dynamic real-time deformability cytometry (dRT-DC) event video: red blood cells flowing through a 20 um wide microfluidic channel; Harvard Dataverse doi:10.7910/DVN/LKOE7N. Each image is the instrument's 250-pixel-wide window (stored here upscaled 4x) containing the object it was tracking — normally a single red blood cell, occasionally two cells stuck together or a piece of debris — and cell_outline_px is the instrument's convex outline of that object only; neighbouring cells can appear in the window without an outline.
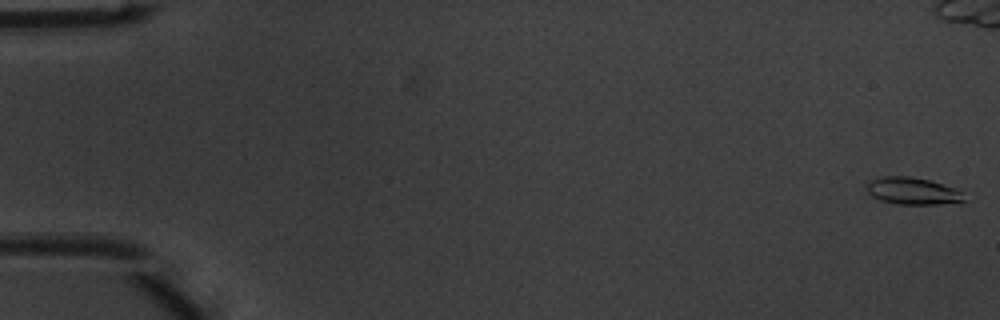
{"species": "common noctule bat (a hibernating species)", "species_latin": "Nyctalus noctula", "temperature_condition": "warm", "stored_images_in_passage": 52, "camera_frame_rate_fps": 3000, "um_per_image_px": 0.085, "animal": {"sex": "male", "body_mass_g": 20.1, "forearm_length_mm": 53.5}, "frame": {"image": 1, "passage_image": 1, "time_ms": 0.0, "image_size_px": [1000, 320], "cell_outline_px": [[964, 200], [960, 204], [900, 204], [880, 200], [872, 196], [868, 192], [868, 180], [880, 176], [908, 176], [928, 180], [956, 188], [960, 192]], "centroid_in_image_um": [77.58, 16.24], "position_along_channel_um": 7.4, "area_um2": 15.37}}
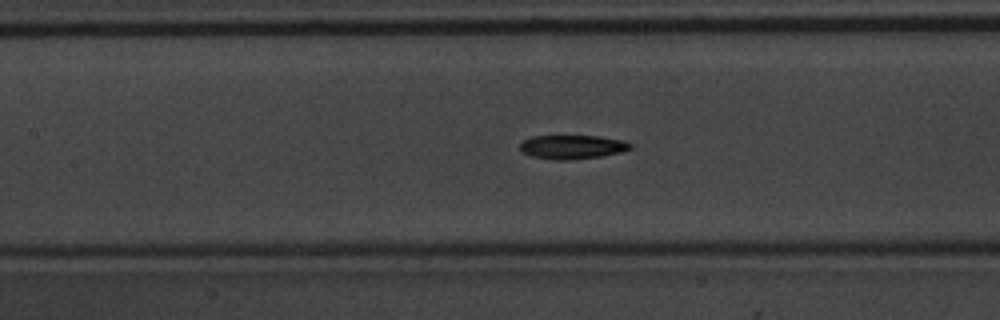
{"frame": {"image": 2, "passage_image": 24, "time_ms": 7.667, "image_size_px": [1000, 320], "cell_outline_px": [[632, 148], [620, 152], [604, 156], [572, 160], [552, 160], [532, 156], [524, 152], [520, 148], [520, 144], [524, 140], [532, 136], [600, 136], [624, 140], [632, 144]], "centroid_in_image_um": [48.68, 12.49], "position_along_channel_um": 158.7, "area_um2": 15.49}}
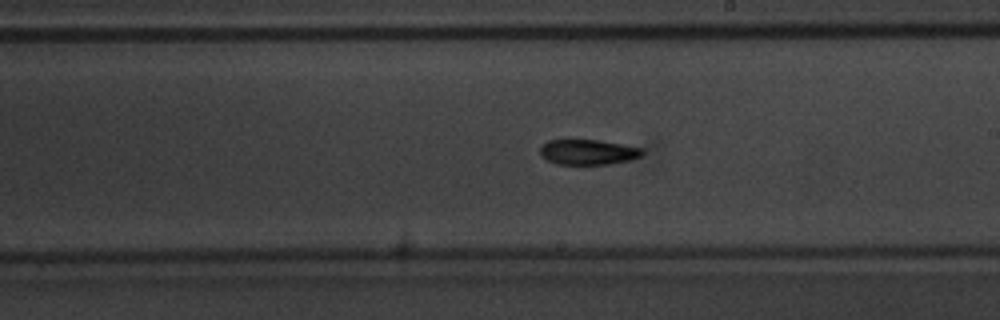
{"frame": {"image": 3, "passage_image": 30, "time_ms": 9.667, "image_size_px": [1000, 320], "cell_outline_px": [[644, 152], [640, 156], [628, 160], [608, 164], [556, 164], [540, 156], [540, 148], [548, 140], [568, 136], [624, 144], [644, 148]], "centroid_in_image_um": [49.92, 12.87], "position_along_channel_um": 239.1, "area_um2": 15.66}, "authors_computed_cell_mechanics": {"area_um2": 15.4326, "velocity_mm_per_s": 4.0232, "shape_relaxation_time_tau1_ms": 2.737, "shape_relaxation_time_tau2_ms": 3.5203, "deformation_change_tau1": 0.151, "deformation_change_tau2": 0.1072}}